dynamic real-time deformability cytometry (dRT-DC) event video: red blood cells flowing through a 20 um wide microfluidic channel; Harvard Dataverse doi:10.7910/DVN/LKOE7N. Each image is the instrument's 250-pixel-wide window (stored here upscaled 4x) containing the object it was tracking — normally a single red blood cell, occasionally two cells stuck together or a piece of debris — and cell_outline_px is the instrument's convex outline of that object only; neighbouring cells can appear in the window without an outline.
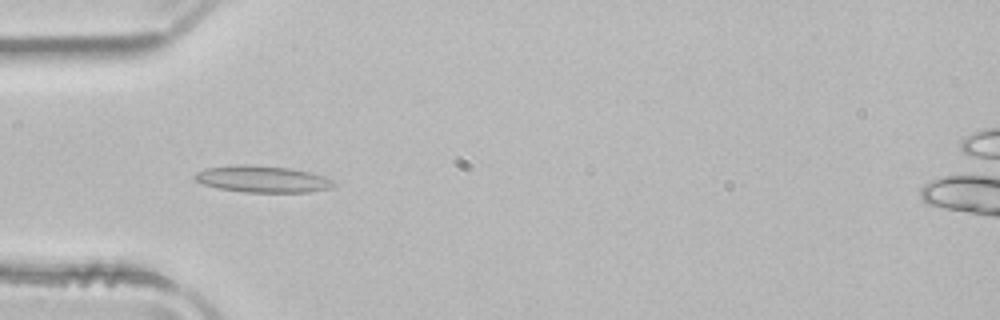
{"species": "common noctule bat (a hibernating species)", "species_latin": "Nyctalus noctula", "temperature_condition": "room temperature", "stored_images_in_passage": 41, "camera_frame_rate_fps": 3000, "um_per_image_px": 0.085, "animal": {"sex": "male", "body_mass_g": 21.5, "forearm_length_mm": 52.0}, "frame": {"image": 1, "passage_image": 6, "time_ms": 1.667, "image_size_px": [1000, 320], "cell_outline_px": [[336, 184], [332, 188], [308, 192], [244, 192], [220, 188], [204, 184], [196, 180], [192, 176], [196, 172], [204, 168], [236, 164], [248, 164], [292, 168], [324, 176], [332, 180]], "centroid_in_image_um": [22.3, 15.21], "position_along_channel_um": 62.7, "area_um2": 21.68}}
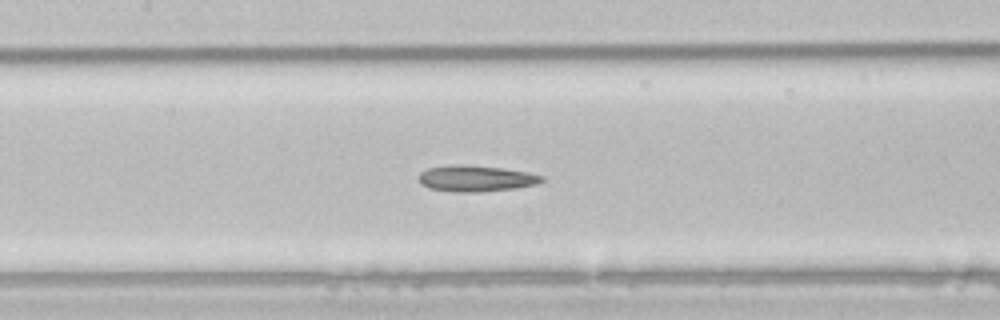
{"frame": {"image": 2, "passage_image": 14, "time_ms": 4.333, "image_size_px": [1000, 320], "cell_outline_px": [[544, 180], [536, 184], [516, 188], [476, 192], [456, 192], [428, 188], [420, 184], [416, 176], [420, 172], [428, 168], [452, 164], [460, 164], [504, 168], [528, 172], [544, 176]], "centroid_in_image_um": [40.41, 15.16], "position_along_channel_um": 167.0, "area_um2": 18.96}}
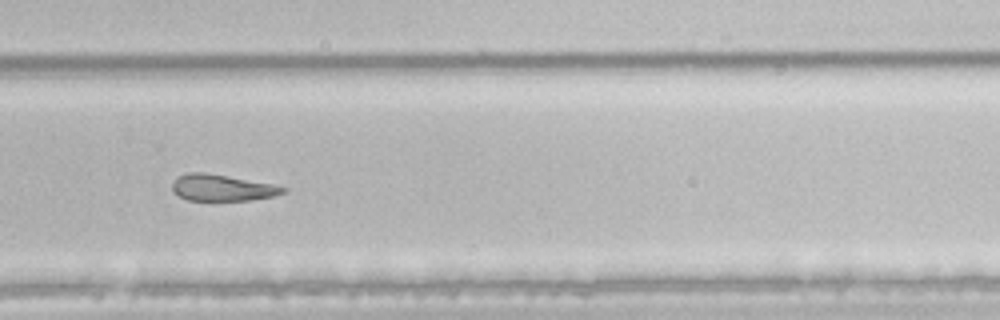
{"frame": {"image": 3, "passage_image": 25, "time_ms": 8.0, "image_size_px": [1000, 320], "cell_outline_px": [[288, 192], [276, 196], [252, 200], [188, 200], [172, 192], [172, 184], [176, 176], [188, 172], [204, 172], [272, 184], [288, 188]], "centroid_in_image_um": [18.89, 15.96], "position_along_channel_um": 310.9, "area_um2": 17.17}}